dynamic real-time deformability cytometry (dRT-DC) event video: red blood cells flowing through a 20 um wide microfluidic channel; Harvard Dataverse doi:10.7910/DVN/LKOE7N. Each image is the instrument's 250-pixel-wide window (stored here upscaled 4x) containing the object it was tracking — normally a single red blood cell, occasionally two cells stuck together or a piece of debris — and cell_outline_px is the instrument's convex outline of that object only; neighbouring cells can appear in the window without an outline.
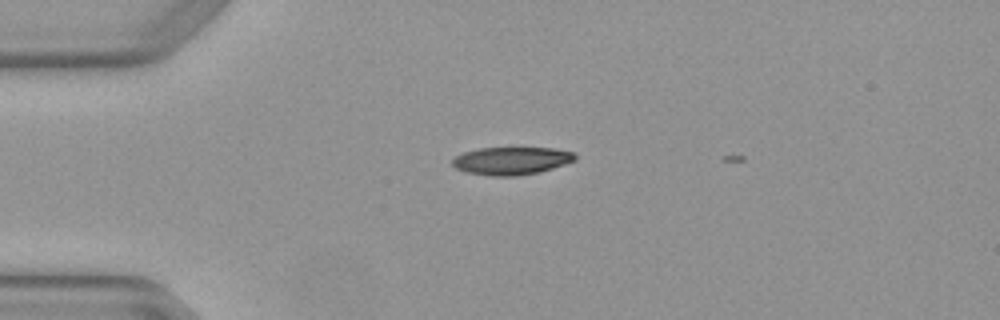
{"species": "Egyptian fruit bat (a non-hibernating species)", "species_latin": "Rousettus aegyptiacus", "temperature_condition": "warm", "stored_images_in_passage": 5, "camera_frame_rate_fps": 3000, "um_per_image_px": 0.085, "animal": {"sex": "female"}, "frame": {"image": 1, "passage_image": 2, "time_ms": 0.333, "image_size_px": [1000, 320], "cell_outline_px": [[576, 160], [540, 172], [516, 176], [492, 176], [468, 172], [456, 168], [452, 164], [452, 160], [456, 156], [464, 152], [480, 148], [552, 148], [572, 152], [576, 156]], "centroid_in_image_um": [43.47, 13.67], "position_along_channel_um": 41.5, "area_um2": 19.65}}
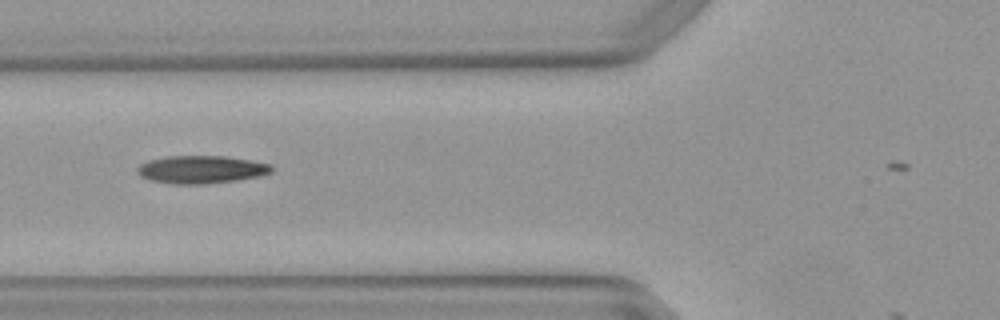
{"frame": {"image": 2, "passage_image": 4, "time_ms": 1.0, "image_size_px": [1000, 320], "cell_outline_px": [[272, 172], [260, 176], [236, 180], [204, 184], [172, 184], [152, 180], [140, 176], [136, 172], [136, 168], [140, 164], [148, 160], [168, 156], [224, 156], [272, 164]], "centroid_in_image_um": [17.08, 14.41], "position_along_channel_um": 108.7, "area_um2": 21.73}}